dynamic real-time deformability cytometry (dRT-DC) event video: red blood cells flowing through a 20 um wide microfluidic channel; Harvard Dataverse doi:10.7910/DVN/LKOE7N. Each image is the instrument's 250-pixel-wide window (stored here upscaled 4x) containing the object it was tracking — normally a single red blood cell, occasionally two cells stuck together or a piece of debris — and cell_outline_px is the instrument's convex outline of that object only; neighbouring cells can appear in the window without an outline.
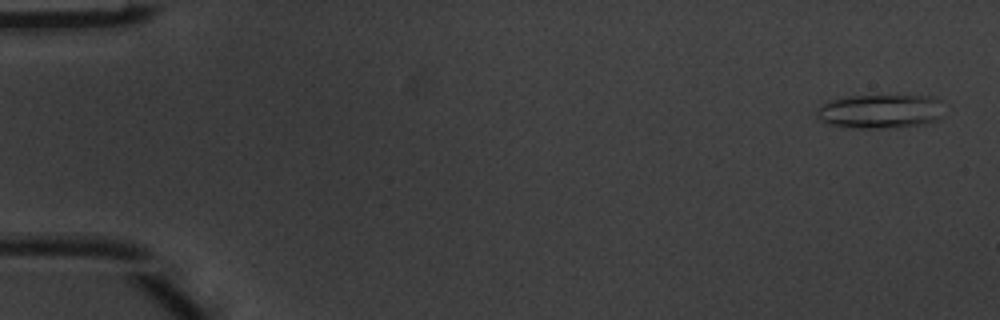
{"species": "common noctule bat (a hibernating species)", "species_latin": "Nyctalus noctula", "temperature_condition": "warm", "stored_images_in_passage": 8, "camera_frame_rate_fps": 3000, "um_per_image_px": 0.085, "animal": {"sex": "male", "body_mass_g": 20.1, "forearm_length_mm": 53.5}, "frame": {"image": 1, "passage_image": 1, "time_ms": 0.0, "image_size_px": [1000, 320], "cell_outline_px": [[944, 116], [936, 120], [924, 124], [892, 128], [860, 128], [828, 124], [820, 120], [816, 112], [820, 104], [828, 100], [848, 96], [932, 96], [940, 100]], "centroid_in_image_um": [74.83, 9.46], "position_along_channel_um": 10.2, "area_um2": 25.43}}
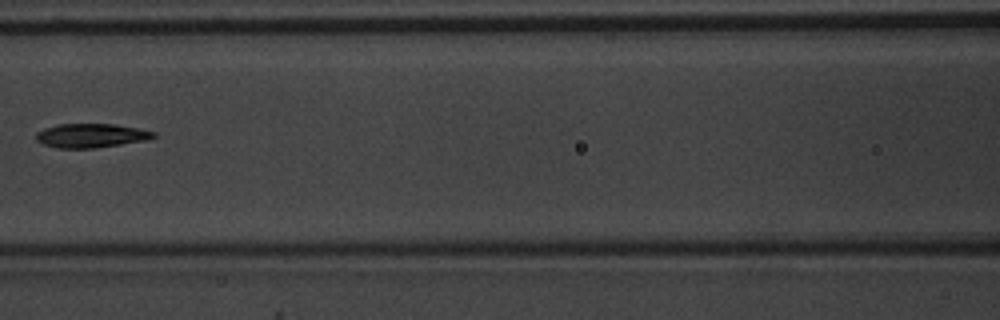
{"frame": {"image": 2, "passage_image": 7, "time_ms": 2.0, "image_size_px": [1000, 320], "cell_outline_px": [[156, 136], [144, 140], [120, 144], [92, 148], [56, 148], [44, 144], [36, 140], [36, 132], [44, 128], [56, 124], [112, 124], [140, 128], [156, 132]], "centroid_in_image_um": [7.71, 11.51], "position_along_channel_um": 158.9, "area_um2": 16.36}}
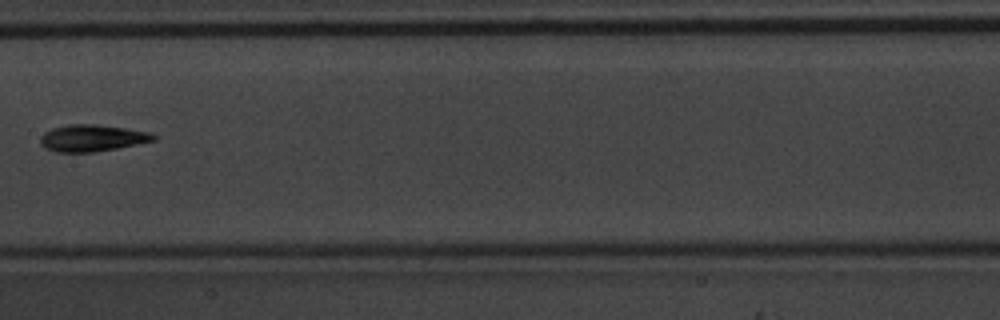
{"frame": {"image": 3, "passage_image": 8, "time_ms": 2.333, "image_size_px": [1000, 320], "cell_outline_px": [[156, 140], [116, 148], [92, 152], [56, 152], [44, 148], [40, 144], [40, 136], [44, 132], [52, 128], [68, 124], [96, 124], [152, 132], [156, 136]], "centroid_in_image_um": [7.8, 11.73], "position_along_channel_um": 199.6, "area_um2": 17.69}}